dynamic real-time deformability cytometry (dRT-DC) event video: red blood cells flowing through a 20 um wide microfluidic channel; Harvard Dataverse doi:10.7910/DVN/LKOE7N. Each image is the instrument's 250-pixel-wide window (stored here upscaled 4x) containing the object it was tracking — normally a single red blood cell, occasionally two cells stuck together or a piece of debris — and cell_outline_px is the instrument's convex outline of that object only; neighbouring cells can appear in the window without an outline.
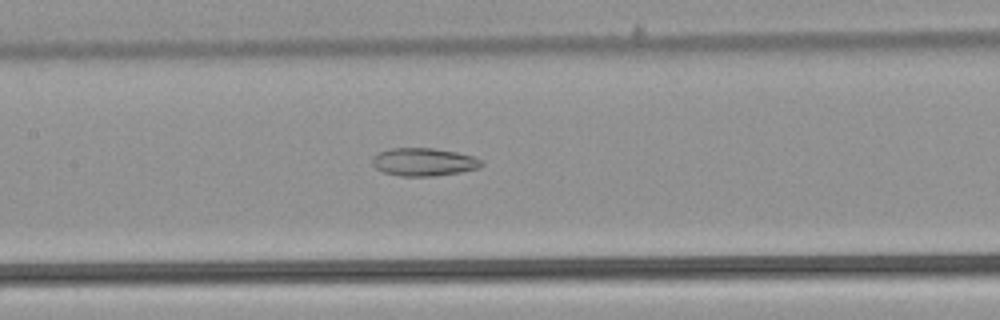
{"species": "common noctule bat (a hibernating species)", "species_latin": "Nyctalus noctula", "temperature_condition": "warm", "stored_images_in_passage": 40, "camera_frame_rate_fps": 3000, "um_per_image_px": 0.085, "animal": {"sex": "male", "body_mass_g": 21.5, "forearm_length_mm": 52.0}, "frame": {"image": 1, "passage_image": 13, "time_ms": 4.0, "image_size_px": [1000, 320], "cell_outline_px": [[484, 164], [480, 168], [460, 172], [432, 176], [400, 176], [384, 172], [376, 168], [372, 164], [372, 160], [380, 152], [392, 148], [432, 148], [456, 152], [472, 156], [484, 160]], "centroid_in_image_um": [36.07, 13.77], "position_along_channel_um": 171.3, "area_um2": 17.69}}
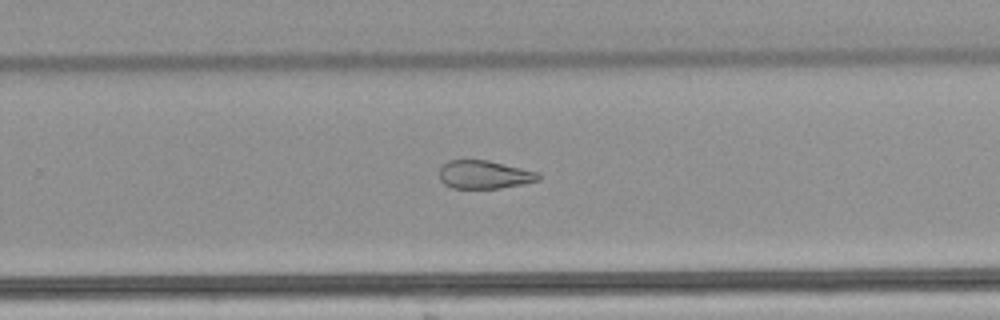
{"frame": {"image": 2, "passage_image": 22, "time_ms": 7.0, "image_size_px": [1000, 320], "cell_outline_px": [[540, 180], [500, 188], [452, 188], [444, 184], [440, 180], [440, 168], [448, 160], [488, 160], [540, 172]], "centroid_in_image_um": [41.17, 14.84], "position_along_channel_um": 288.6, "area_um2": 16.3}}
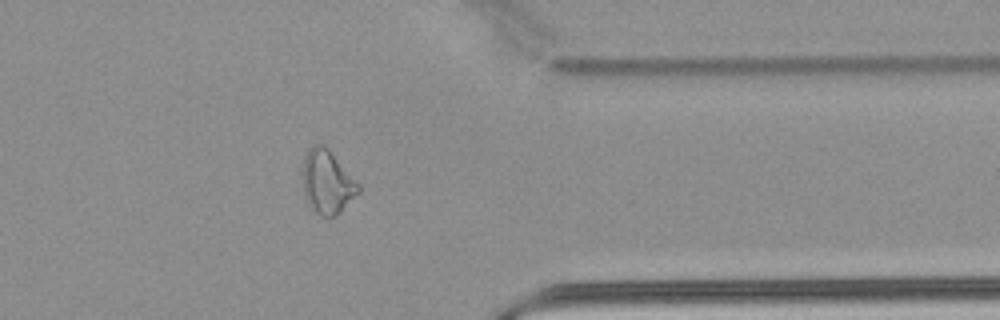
{"frame": {"image": 3, "passage_image": 30, "time_ms": 9.667, "image_size_px": [1000, 320], "cell_outline_px": [[360, 192], [336, 216], [320, 216], [308, 204], [304, 192], [304, 156], [312, 144], [324, 144], [328, 148], [360, 184]], "centroid_in_image_um": [27.84, 15.46], "position_along_channel_um": 383.6, "area_um2": 20.52}, "authors_computed_cell_mechanics": {"area_um2": 19.9699, "velocity_mm_per_s": 3.9328, "shape_relaxation_time_tau1_ms": null, "shape_relaxation_time_tau2_ms": 4.7259, "deformation_change_tau1": null, "deformation_change_tau2": 0.142}}